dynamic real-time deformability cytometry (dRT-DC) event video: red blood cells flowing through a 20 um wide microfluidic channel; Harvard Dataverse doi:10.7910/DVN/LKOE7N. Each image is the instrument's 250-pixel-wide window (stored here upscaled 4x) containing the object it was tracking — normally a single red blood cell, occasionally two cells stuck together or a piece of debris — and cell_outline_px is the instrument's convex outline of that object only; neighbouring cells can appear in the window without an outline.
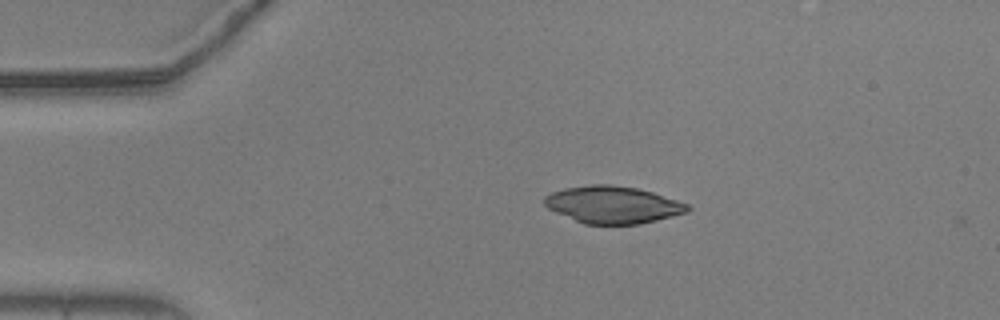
{"species": "common noctule bat (a hibernating species)", "species_latin": "Nyctalus noctula", "temperature_condition": "warm", "stored_images_in_passage": 2, "camera_frame_rate_fps": 3000, "um_per_image_px": 0.085, "animal": {"sex": "male", "body_mass_g": 20.5, "forearm_length_mm": 52.5}, "frame": {"image": 1, "passage_image": 1, "time_ms": 0.0, "image_size_px": [1000, 320], "cell_outline_px": [[692, 208], [688, 212], [640, 224], [584, 224], [556, 212], [548, 208], [544, 204], [544, 196], [552, 192], [564, 188], [592, 184], [608, 184], [636, 188], [652, 192], [688, 204]], "centroid_in_image_um": [52.08, 17.4], "position_along_channel_um": 32.9, "area_um2": 30.87}}